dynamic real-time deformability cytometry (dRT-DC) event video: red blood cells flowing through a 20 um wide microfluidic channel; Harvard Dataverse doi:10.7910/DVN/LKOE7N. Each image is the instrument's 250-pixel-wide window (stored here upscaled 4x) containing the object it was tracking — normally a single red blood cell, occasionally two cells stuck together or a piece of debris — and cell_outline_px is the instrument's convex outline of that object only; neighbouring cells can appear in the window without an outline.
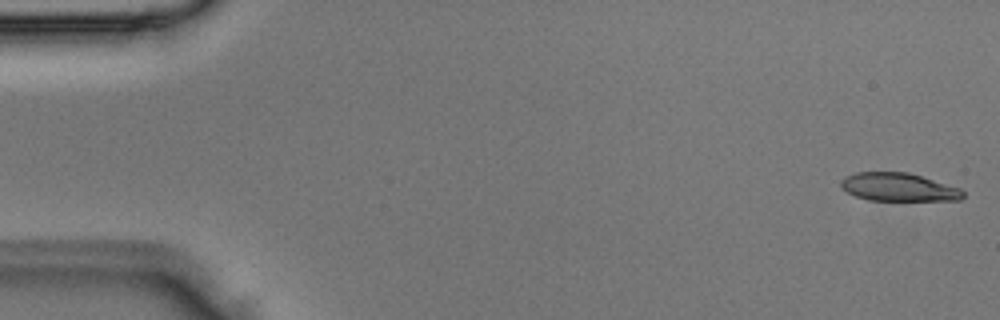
{"species": "Egyptian fruit bat (a non-hibernating species)", "species_latin": "Rousettus aegyptiacus", "temperature_condition": "room temperature", "stored_images_in_passage": 3, "camera_frame_rate_fps": 3000, "um_per_image_px": 0.085, "animal": {"sex": "male"}, "frame": {"image": 1, "passage_image": 3, "time_ms": 0.667, "image_size_px": [1000, 320], "cell_outline_px": [[964, 196], [960, 200], [868, 200], [856, 196], [848, 192], [840, 184], [840, 180], [844, 176], [856, 172], [908, 172], [960, 188], [964, 192]], "centroid_in_image_um": [76.36, 15.9], "position_along_channel_um": 8.6, "area_um2": 19.94}}